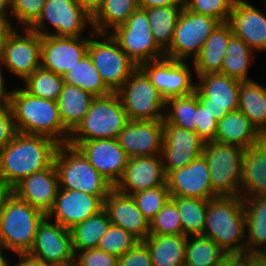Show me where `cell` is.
I'll list each match as a JSON object with an SVG mask.
<instances>
[{"label": "cell", "mask_w": 266, "mask_h": 266, "mask_svg": "<svg viewBox=\"0 0 266 266\" xmlns=\"http://www.w3.org/2000/svg\"><path fill=\"white\" fill-rule=\"evenodd\" d=\"M59 145L46 136L17 132L0 149V186L10 191L25 177L49 168Z\"/></svg>", "instance_id": "cell-1"}, {"label": "cell", "mask_w": 266, "mask_h": 266, "mask_svg": "<svg viewBox=\"0 0 266 266\" xmlns=\"http://www.w3.org/2000/svg\"><path fill=\"white\" fill-rule=\"evenodd\" d=\"M21 88L9 89L8 102L17 132L42 135L68 144L71 133L63 126L57 101L35 97Z\"/></svg>", "instance_id": "cell-2"}, {"label": "cell", "mask_w": 266, "mask_h": 266, "mask_svg": "<svg viewBox=\"0 0 266 266\" xmlns=\"http://www.w3.org/2000/svg\"><path fill=\"white\" fill-rule=\"evenodd\" d=\"M204 236L210 237L227 254L246 251L243 198L217 196L207 200Z\"/></svg>", "instance_id": "cell-3"}, {"label": "cell", "mask_w": 266, "mask_h": 266, "mask_svg": "<svg viewBox=\"0 0 266 266\" xmlns=\"http://www.w3.org/2000/svg\"><path fill=\"white\" fill-rule=\"evenodd\" d=\"M45 215L8 191L0 205V245L8 252L28 253Z\"/></svg>", "instance_id": "cell-4"}, {"label": "cell", "mask_w": 266, "mask_h": 266, "mask_svg": "<svg viewBox=\"0 0 266 266\" xmlns=\"http://www.w3.org/2000/svg\"><path fill=\"white\" fill-rule=\"evenodd\" d=\"M60 188L98 196L103 202L113 186L74 146L61 144L54 158Z\"/></svg>", "instance_id": "cell-5"}, {"label": "cell", "mask_w": 266, "mask_h": 266, "mask_svg": "<svg viewBox=\"0 0 266 266\" xmlns=\"http://www.w3.org/2000/svg\"><path fill=\"white\" fill-rule=\"evenodd\" d=\"M129 121L117 92L97 96L69 141L116 139Z\"/></svg>", "instance_id": "cell-6"}, {"label": "cell", "mask_w": 266, "mask_h": 266, "mask_svg": "<svg viewBox=\"0 0 266 266\" xmlns=\"http://www.w3.org/2000/svg\"><path fill=\"white\" fill-rule=\"evenodd\" d=\"M30 29L41 37H81L94 32L92 14L74 0H46L40 17Z\"/></svg>", "instance_id": "cell-7"}, {"label": "cell", "mask_w": 266, "mask_h": 266, "mask_svg": "<svg viewBox=\"0 0 266 266\" xmlns=\"http://www.w3.org/2000/svg\"><path fill=\"white\" fill-rule=\"evenodd\" d=\"M245 149L236 145L205 142V158L213 191L218 196H240L242 182V160Z\"/></svg>", "instance_id": "cell-8"}, {"label": "cell", "mask_w": 266, "mask_h": 266, "mask_svg": "<svg viewBox=\"0 0 266 266\" xmlns=\"http://www.w3.org/2000/svg\"><path fill=\"white\" fill-rule=\"evenodd\" d=\"M87 54L112 92H117L138 68L110 33L89 35Z\"/></svg>", "instance_id": "cell-9"}, {"label": "cell", "mask_w": 266, "mask_h": 266, "mask_svg": "<svg viewBox=\"0 0 266 266\" xmlns=\"http://www.w3.org/2000/svg\"><path fill=\"white\" fill-rule=\"evenodd\" d=\"M117 94L129 120H165L166 99L140 67L130 75Z\"/></svg>", "instance_id": "cell-10"}, {"label": "cell", "mask_w": 266, "mask_h": 266, "mask_svg": "<svg viewBox=\"0 0 266 266\" xmlns=\"http://www.w3.org/2000/svg\"><path fill=\"white\" fill-rule=\"evenodd\" d=\"M120 48L138 67L149 61L160 60L165 53L157 46L144 9L135 10L124 24L110 32Z\"/></svg>", "instance_id": "cell-11"}, {"label": "cell", "mask_w": 266, "mask_h": 266, "mask_svg": "<svg viewBox=\"0 0 266 266\" xmlns=\"http://www.w3.org/2000/svg\"><path fill=\"white\" fill-rule=\"evenodd\" d=\"M220 22L213 17L200 15L184 6L174 29L172 43L165 57L177 61L190 62L198 56L204 41Z\"/></svg>", "instance_id": "cell-12"}, {"label": "cell", "mask_w": 266, "mask_h": 266, "mask_svg": "<svg viewBox=\"0 0 266 266\" xmlns=\"http://www.w3.org/2000/svg\"><path fill=\"white\" fill-rule=\"evenodd\" d=\"M17 30L6 41L0 70L11 72L23 82L41 67L42 37L30 28H23L24 33Z\"/></svg>", "instance_id": "cell-13"}, {"label": "cell", "mask_w": 266, "mask_h": 266, "mask_svg": "<svg viewBox=\"0 0 266 266\" xmlns=\"http://www.w3.org/2000/svg\"><path fill=\"white\" fill-rule=\"evenodd\" d=\"M28 254L48 266H74L75 253L70 230L45 216L37 226Z\"/></svg>", "instance_id": "cell-14"}, {"label": "cell", "mask_w": 266, "mask_h": 266, "mask_svg": "<svg viewBox=\"0 0 266 266\" xmlns=\"http://www.w3.org/2000/svg\"><path fill=\"white\" fill-rule=\"evenodd\" d=\"M195 94L214 119L219 121L228 112L238 110L241 81L221 73L197 76Z\"/></svg>", "instance_id": "cell-15"}, {"label": "cell", "mask_w": 266, "mask_h": 266, "mask_svg": "<svg viewBox=\"0 0 266 266\" xmlns=\"http://www.w3.org/2000/svg\"><path fill=\"white\" fill-rule=\"evenodd\" d=\"M187 61H177L169 58L142 63L139 67L146 73L151 83L167 100L193 94L196 80L193 82L192 69Z\"/></svg>", "instance_id": "cell-16"}, {"label": "cell", "mask_w": 266, "mask_h": 266, "mask_svg": "<svg viewBox=\"0 0 266 266\" xmlns=\"http://www.w3.org/2000/svg\"><path fill=\"white\" fill-rule=\"evenodd\" d=\"M68 144L76 147L113 187L122 179L129 157L117 138L69 141Z\"/></svg>", "instance_id": "cell-17"}, {"label": "cell", "mask_w": 266, "mask_h": 266, "mask_svg": "<svg viewBox=\"0 0 266 266\" xmlns=\"http://www.w3.org/2000/svg\"><path fill=\"white\" fill-rule=\"evenodd\" d=\"M204 145L195 131L179 128L164 120L161 156L165 174L189 165L202 155Z\"/></svg>", "instance_id": "cell-18"}, {"label": "cell", "mask_w": 266, "mask_h": 266, "mask_svg": "<svg viewBox=\"0 0 266 266\" xmlns=\"http://www.w3.org/2000/svg\"><path fill=\"white\" fill-rule=\"evenodd\" d=\"M89 35L81 37H42L41 67L60 76L76 65L86 54Z\"/></svg>", "instance_id": "cell-19"}, {"label": "cell", "mask_w": 266, "mask_h": 266, "mask_svg": "<svg viewBox=\"0 0 266 266\" xmlns=\"http://www.w3.org/2000/svg\"><path fill=\"white\" fill-rule=\"evenodd\" d=\"M103 208L104 202L98 196L59 188L53 208L47 217L70 230Z\"/></svg>", "instance_id": "cell-20"}, {"label": "cell", "mask_w": 266, "mask_h": 266, "mask_svg": "<svg viewBox=\"0 0 266 266\" xmlns=\"http://www.w3.org/2000/svg\"><path fill=\"white\" fill-rule=\"evenodd\" d=\"M166 185L171 196L210 200L218 195L213 191L208 164L203 155L189 165L170 171Z\"/></svg>", "instance_id": "cell-21"}, {"label": "cell", "mask_w": 266, "mask_h": 266, "mask_svg": "<svg viewBox=\"0 0 266 266\" xmlns=\"http://www.w3.org/2000/svg\"><path fill=\"white\" fill-rule=\"evenodd\" d=\"M59 188L58 174L53 163L49 168L22 179L10 192L47 216L53 208Z\"/></svg>", "instance_id": "cell-22"}, {"label": "cell", "mask_w": 266, "mask_h": 266, "mask_svg": "<svg viewBox=\"0 0 266 266\" xmlns=\"http://www.w3.org/2000/svg\"><path fill=\"white\" fill-rule=\"evenodd\" d=\"M164 121L130 120L117 137L127 156H155L163 148Z\"/></svg>", "instance_id": "cell-23"}, {"label": "cell", "mask_w": 266, "mask_h": 266, "mask_svg": "<svg viewBox=\"0 0 266 266\" xmlns=\"http://www.w3.org/2000/svg\"><path fill=\"white\" fill-rule=\"evenodd\" d=\"M227 23L255 53H266V13L249 1L236 0Z\"/></svg>", "instance_id": "cell-24"}, {"label": "cell", "mask_w": 266, "mask_h": 266, "mask_svg": "<svg viewBox=\"0 0 266 266\" xmlns=\"http://www.w3.org/2000/svg\"><path fill=\"white\" fill-rule=\"evenodd\" d=\"M162 185H166V174L162 156L158 154L129 158L124 175L115 188L131 195Z\"/></svg>", "instance_id": "cell-25"}, {"label": "cell", "mask_w": 266, "mask_h": 266, "mask_svg": "<svg viewBox=\"0 0 266 266\" xmlns=\"http://www.w3.org/2000/svg\"><path fill=\"white\" fill-rule=\"evenodd\" d=\"M104 209L111 224L123 228L140 241L150 234V222L140 212L131 195L113 187L104 199Z\"/></svg>", "instance_id": "cell-26"}, {"label": "cell", "mask_w": 266, "mask_h": 266, "mask_svg": "<svg viewBox=\"0 0 266 266\" xmlns=\"http://www.w3.org/2000/svg\"><path fill=\"white\" fill-rule=\"evenodd\" d=\"M240 196H266V137L260 143L245 149Z\"/></svg>", "instance_id": "cell-27"}, {"label": "cell", "mask_w": 266, "mask_h": 266, "mask_svg": "<svg viewBox=\"0 0 266 266\" xmlns=\"http://www.w3.org/2000/svg\"><path fill=\"white\" fill-rule=\"evenodd\" d=\"M264 138L251 121L238 109L228 112L218 121L214 141L247 149L260 143Z\"/></svg>", "instance_id": "cell-28"}, {"label": "cell", "mask_w": 266, "mask_h": 266, "mask_svg": "<svg viewBox=\"0 0 266 266\" xmlns=\"http://www.w3.org/2000/svg\"><path fill=\"white\" fill-rule=\"evenodd\" d=\"M232 35L233 32L227 22L219 23L215 27L192 62L196 76L221 72L225 51Z\"/></svg>", "instance_id": "cell-29"}, {"label": "cell", "mask_w": 266, "mask_h": 266, "mask_svg": "<svg viewBox=\"0 0 266 266\" xmlns=\"http://www.w3.org/2000/svg\"><path fill=\"white\" fill-rule=\"evenodd\" d=\"M95 96L78 86L64 83L57 103L63 126L72 133L82 122Z\"/></svg>", "instance_id": "cell-30"}, {"label": "cell", "mask_w": 266, "mask_h": 266, "mask_svg": "<svg viewBox=\"0 0 266 266\" xmlns=\"http://www.w3.org/2000/svg\"><path fill=\"white\" fill-rule=\"evenodd\" d=\"M246 251L266 250V196L243 198Z\"/></svg>", "instance_id": "cell-31"}, {"label": "cell", "mask_w": 266, "mask_h": 266, "mask_svg": "<svg viewBox=\"0 0 266 266\" xmlns=\"http://www.w3.org/2000/svg\"><path fill=\"white\" fill-rule=\"evenodd\" d=\"M143 242L148 247L153 266H185L186 236L149 234Z\"/></svg>", "instance_id": "cell-32"}, {"label": "cell", "mask_w": 266, "mask_h": 266, "mask_svg": "<svg viewBox=\"0 0 266 266\" xmlns=\"http://www.w3.org/2000/svg\"><path fill=\"white\" fill-rule=\"evenodd\" d=\"M238 109L266 137V86L255 80L241 81Z\"/></svg>", "instance_id": "cell-33"}, {"label": "cell", "mask_w": 266, "mask_h": 266, "mask_svg": "<svg viewBox=\"0 0 266 266\" xmlns=\"http://www.w3.org/2000/svg\"><path fill=\"white\" fill-rule=\"evenodd\" d=\"M139 8L137 0H102L92 13V26L96 33H110L125 23Z\"/></svg>", "instance_id": "cell-34"}, {"label": "cell", "mask_w": 266, "mask_h": 266, "mask_svg": "<svg viewBox=\"0 0 266 266\" xmlns=\"http://www.w3.org/2000/svg\"><path fill=\"white\" fill-rule=\"evenodd\" d=\"M255 52L239 37L231 36L221 68V74L239 81H251L249 67L256 61Z\"/></svg>", "instance_id": "cell-35"}, {"label": "cell", "mask_w": 266, "mask_h": 266, "mask_svg": "<svg viewBox=\"0 0 266 266\" xmlns=\"http://www.w3.org/2000/svg\"><path fill=\"white\" fill-rule=\"evenodd\" d=\"M183 5L158 6L144 9L157 46L165 53L172 43L174 29Z\"/></svg>", "instance_id": "cell-36"}, {"label": "cell", "mask_w": 266, "mask_h": 266, "mask_svg": "<svg viewBox=\"0 0 266 266\" xmlns=\"http://www.w3.org/2000/svg\"><path fill=\"white\" fill-rule=\"evenodd\" d=\"M110 225L109 215L103 208L97 214L70 229L74 253L97 248L100 238L106 234Z\"/></svg>", "instance_id": "cell-37"}, {"label": "cell", "mask_w": 266, "mask_h": 266, "mask_svg": "<svg viewBox=\"0 0 266 266\" xmlns=\"http://www.w3.org/2000/svg\"><path fill=\"white\" fill-rule=\"evenodd\" d=\"M62 77L64 83L78 86L95 97L105 96L112 92L105 85L88 54L70 68Z\"/></svg>", "instance_id": "cell-38"}, {"label": "cell", "mask_w": 266, "mask_h": 266, "mask_svg": "<svg viewBox=\"0 0 266 266\" xmlns=\"http://www.w3.org/2000/svg\"><path fill=\"white\" fill-rule=\"evenodd\" d=\"M226 254L210 237L186 236L185 266H217Z\"/></svg>", "instance_id": "cell-39"}, {"label": "cell", "mask_w": 266, "mask_h": 266, "mask_svg": "<svg viewBox=\"0 0 266 266\" xmlns=\"http://www.w3.org/2000/svg\"><path fill=\"white\" fill-rule=\"evenodd\" d=\"M180 214L182 235H203L207 215V200L171 196Z\"/></svg>", "instance_id": "cell-40"}, {"label": "cell", "mask_w": 266, "mask_h": 266, "mask_svg": "<svg viewBox=\"0 0 266 266\" xmlns=\"http://www.w3.org/2000/svg\"><path fill=\"white\" fill-rule=\"evenodd\" d=\"M197 95L195 93L166 100L165 121L182 129L195 131Z\"/></svg>", "instance_id": "cell-41"}, {"label": "cell", "mask_w": 266, "mask_h": 266, "mask_svg": "<svg viewBox=\"0 0 266 266\" xmlns=\"http://www.w3.org/2000/svg\"><path fill=\"white\" fill-rule=\"evenodd\" d=\"M63 84L62 76L39 67L23 81L22 88L35 97L57 101Z\"/></svg>", "instance_id": "cell-42"}, {"label": "cell", "mask_w": 266, "mask_h": 266, "mask_svg": "<svg viewBox=\"0 0 266 266\" xmlns=\"http://www.w3.org/2000/svg\"><path fill=\"white\" fill-rule=\"evenodd\" d=\"M138 209L149 222L171 199L167 185L146 189L135 194H131Z\"/></svg>", "instance_id": "cell-43"}, {"label": "cell", "mask_w": 266, "mask_h": 266, "mask_svg": "<svg viewBox=\"0 0 266 266\" xmlns=\"http://www.w3.org/2000/svg\"><path fill=\"white\" fill-rule=\"evenodd\" d=\"M140 240L123 228L111 224L106 234L100 238L98 249L121 257L130 251Z\"/></svg>", "instance_id": "cell-44"}, {"label": "cell", "mask_w": 266, "mask_h": 266, "mask_svg": "<svg viewBox=\"0 0 266 266\" xmlns=\"http://www.w3.org/2000/svg\"><path fill=\"white\" fill-rule=\"evenodd\" d=\"M150 234H182L180 214L177 205L170 199L150 221Z\"/></svg>", "instance_id": "cell-45"}, {"label": "cell", "mask_w": 266, "mask_h": 266, "mask_svg": "<svg viewBox=\"0 0 266 266\" xmlns=\"http://www.w3.org/2000/svg\"><path fill=\"white\" fill-rule=\"evenodd\" d=\"M236 0H183V6L196 14L227 22Z\"/></svg>", "instance_id": "cell-46"}, {"label": "cell", "mask_w": 266, "mask_h": 266, "mask_svg": "<svg viewBox=\"0 0 266 266\" xmlns=\"http://www.w3.org/2000/svg\"><path fill=\"white\" fill-rule=\"evenodd\" d=\"M12 22L18 28H30L40 17L46 0H10Z\"/></svg>", "instance_id": "cell-47"}, {"label": "cell", "mask_w": 266, "mask_h": 266, "mask_svg": "<svg viewBox=\"0 0 266 266\" xmlns=\"http://www.w3.org/2000/svg\"><path fill=\"white\" fill-rule=\"evenodd\" d=\"M119 257L101 249H86L75 254L74 266H118Z\"/></svg>", "instance_id": "cell-48"}, {"label": "cell", "mask_w": 266, "mask_h": 266, "mask_svg": "<svg viewBox=\"0 0 266 266\" xmlns=\"http://www.w3.org/2000/svg\"><path fill=\"white\" fill-rule=\"evenodd\" d=\"M197 135L204 141H214L217 132L218 121L207 111V109L198 101L197 98V114H196Z\"/></svg>", "instance_id": "cell-49"}, {"label": "cell", "mask_w": 266, "mask_h": 266, "mask_svg": "<svg viewBox=\"0 0 266 266\" xmlns=\"http://www.w3.org/2000/svg\"><path fill=\"white\" fill-rule=\"evenodd\" d=\"M118 266H153L147 245L140 241L125 255L119 257Z\"/></svg>", "instance_id": "cell-50"}, {"label": "cell", "mask_w": 266, "mask_h": 266, "mask_svg": "<svg viewBox=\"0 0 266 266\" xmlns=\"http://www.w3.org/2000/svg\"><path fill=\"white\" fill-rule=\"evenodd\" d=\"M17 133L9 102L0 106V149L10 143Z\"/></svg>", "instance_id": "cell-51"}, {"label": "cell", "mask_w": 266, "mask_h": 266, "mask_svg": "<svg viewBox=\"0 0 266 266\" xmlns=\"http://www.w3.org/2000/svg\"><path fill=\"white\" fill-rule=\"evenodd\" d=\"M12 20H0V64L3 59L6 41L15 30Z\"/></svg>", "instance_id": "cell-52"}, {"label": "cell", "mask_w": 266, "mask_h": 266, "mask_svg": "<svg viewBox=\"0 0 266 266\" xmlns=\"http://www.w3.org/2000/svg\"><path fill=\"white\" fill-rule=\"evenodd\" d=\"M225 260L231 266H250V252L226 254Z\"/></svg>", "instance_id": "cell-53"}, {"label": "cell", "mask_w": 266, "mask_h": 266, "mask_svg": "<svg viewBox=\"0 0 266 266\" xmlns=\"http://www.w3.org/2000/svg\"><path fill=\"white\" fill-rule=\"evenodd\" d=\"M141 9L158 7V6H175L183 5V0H137Z\"/></svg>", "instance_id": "cell-54"}, {"label": "cell", "mask_w": 266, "mask_h": 266, "mask_svg": "<svg viewBox=\"0 0 266 266\" xmlns=\"http://www.w3.org/2000/svg\"><path fill=\"white\" fill-rule=\"evenodd\" d=\"M15 255L18 257V262L16 261L17 264H12V266H48L28 253H16Z\"/></svg>", "instance_id": "cell-55"}, {"label": "cell", "mask_w": 266, "mask_h": 266, "mask_svg": "<svg viewBox=\"0 0 266 266\" xmlns=\"http://www.w3.org/2000/svg\"><path fill=\"white\" fill-rule=\"evenodd\" d=\"M0 20H12L10 0H0Z\"/></svg>", "instance_id": "cell-56"}, {"label": "cell", "mask_w": 266, "mask_h": 266, "mask_svg": "<svg viewBox=\"0 0 266 266\" xmlns=\"http://www.w3.org/2000/svg\"><path fill=\"white\" fill-rule=\"evenodd\" d=\"M4 73L0 70V106L6 104L8 102V94H9V89L6 88V80L4 77Z\"/></svg>", "instance_id": "cell-57"}, {"label": "cell", "mask_w": 266, "mask_h": 266, "mask_svg": "<svg viewBox=\"0 0 266 266\" xmlns=\"http://www.w3.org/2000/svg\"><path fill=\"white\" fill-rule=\"evenodd\" d=\"M250 266H266V256L262 252H250Z\"/></svg>", "instance_id": "cell-58"}, {"label": "cell", "mask_w": 266, "mask_h": 266, "mask_svg": "<svg viewBox=\"0 0 266 266\" xmlns=\"http://www.w3.org/2000/svg\"><path fill=\"white\" fill-rule=\"evenodd\" d=\"M77 4L85 7L91 14L100 5L102 0H74Z\"/></svg>", "instance_id": "cell-59"}, {"label": "cell", "mask_w": 266, "mask_h": 266, "mask_svg": "<svg viewBox=\"0 0 266 266\" xmlns=\"http://www.w3.org/2000/svg\"><path fill=\"white\" fill-rule=\"evenodd\" d=\"M4 250L7 251V249L0 245V266H12V264L10 263L11 261L8 260L6 254H4Z\"/></svg>", "instance_id": "cell-60"}, {"label": "cell", "mask_w": 266, "mask_h": 266, "mask_svg": "<svg viewBox=\"0 0 266 266\" xmlns=\"http://www.w3.org/2000/svg\"><path fill=\"white\" fill-rule=\"evenodd\" d=\"M8 192V190H6L5 188H3L2 186H0V205L2 202V199L4 197V195Z\"/></svg>", "instance_id": "cell-61"}, {"label": "cell", "mask_w": 266, "mask_h": 266, "mask_svg": "<svg viewBox=\"0 0 266 266\" xmlns=\"http://www.w3.org/2000/svg\"><path fill=\"white\" fill-rule=\"evenodd\" d=\"M217 266H231L225 259Z\"/></svg>", "instance_id": "cell-62"}]
</instances>
